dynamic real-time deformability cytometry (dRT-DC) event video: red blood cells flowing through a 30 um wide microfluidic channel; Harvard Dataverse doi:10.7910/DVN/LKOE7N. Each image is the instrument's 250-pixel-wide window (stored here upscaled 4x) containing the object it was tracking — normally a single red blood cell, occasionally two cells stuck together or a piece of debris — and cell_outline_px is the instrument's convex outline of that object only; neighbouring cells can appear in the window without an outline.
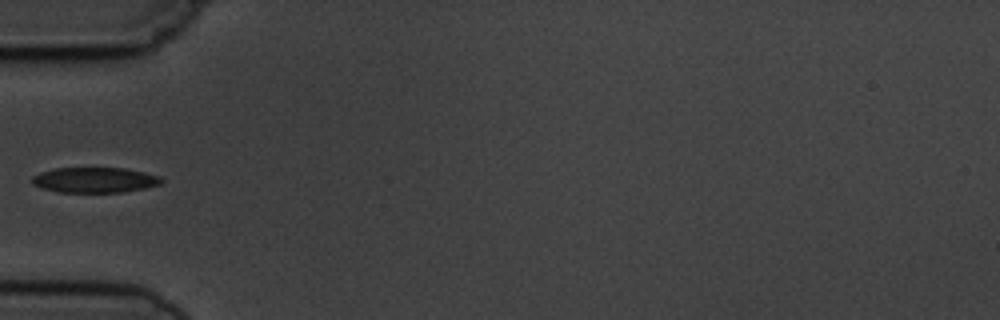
{"species": "common noctule bat (a hibernating species)", "species_latin": "Nyctalus noctula", "temperature_condition": "cold", "stored_images_in_passage": 2, "camera_frame_rate_fps": 3000, "um_per_image_px": 0.085, "animal": {"sex": "male", "body_mass_g": 19.5, "forearm_length_mm": 54.6}, "frame": {"image": 1, "passage_image": 1, "time_ms": 0.0, "image_size_px": [1000, 320], "cell_outline_px": [[164, 180], [160, 184], [144, 188], [124, 192], [60, 192], [40, 188], [32, 184], [32, 176], [40, 172], [56, 168], [124, 168], [144, 172], [160, 176]], "centroid_in_image_um": [8.04, 15.3], "position_along_channel_um": 77.0, "area_um2": 19.13}}
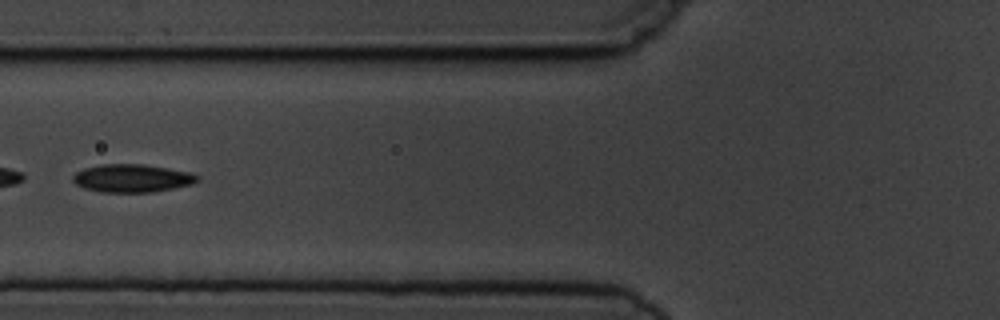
{"frame": {"image": 2, "passage_image": 2, "time_ms": 1.0, "image_size_px": [1000, 320], "cell_outline_px": [[200, 180], [192, 184], [152, 192], [100, 192], [84, 188], [76, 184], [72, 180], [72, 176], [76, 172], [84, 168], [100, 164], [144, 164], [192, 172], [200, 176]], "centroid_in_image_um": [11.24, 15.14], "position_along_channel_um": 114.6, "area_um2": 20.46}}